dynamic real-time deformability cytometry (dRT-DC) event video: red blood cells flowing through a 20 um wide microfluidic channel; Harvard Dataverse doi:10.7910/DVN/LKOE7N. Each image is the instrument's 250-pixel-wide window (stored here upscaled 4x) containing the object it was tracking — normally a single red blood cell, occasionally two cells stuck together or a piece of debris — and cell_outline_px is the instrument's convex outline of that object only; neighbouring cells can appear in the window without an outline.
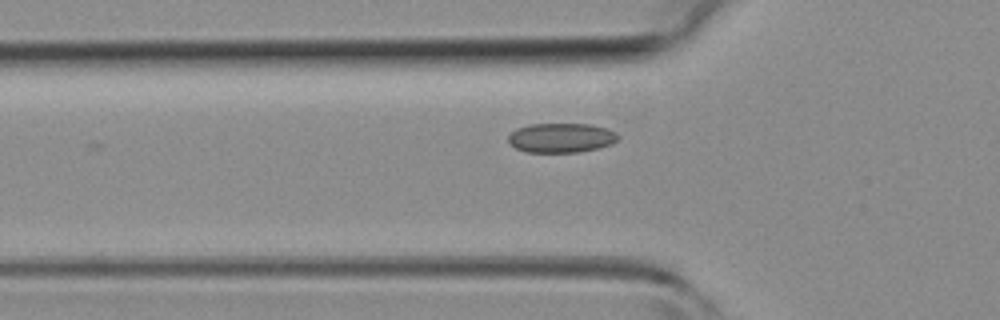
{"species": "common noctule bat (a hibernating species)", "species_latin": "Nyctalus noctula", "temperature_condition": "room temperature", "stored_images_in_passage": 3, "camera_frame_rate_fps": 3000, "um_per_image_px": 0.085, "animal": {"sex": "female", "body_mass_g": 19.3, "forearm_length_mm": 54.1}, "frame": {"image": 1, "passage_image": 3, "time_ms": 2.333, "image_size_px": [1000, 320], "cell_outline_px": [[620, 136], [612, 144], [596, 148], [576, 152], [528, 152], [516, 148], [508, 144], [508, 136], [516, 128], [528, 124], [592, 124], [608, 128], [616, 132]], "centroid_in_image_um": [47.69, 11.7], "position_along_channel_um": 78.1, "area_um2": 18.96}}